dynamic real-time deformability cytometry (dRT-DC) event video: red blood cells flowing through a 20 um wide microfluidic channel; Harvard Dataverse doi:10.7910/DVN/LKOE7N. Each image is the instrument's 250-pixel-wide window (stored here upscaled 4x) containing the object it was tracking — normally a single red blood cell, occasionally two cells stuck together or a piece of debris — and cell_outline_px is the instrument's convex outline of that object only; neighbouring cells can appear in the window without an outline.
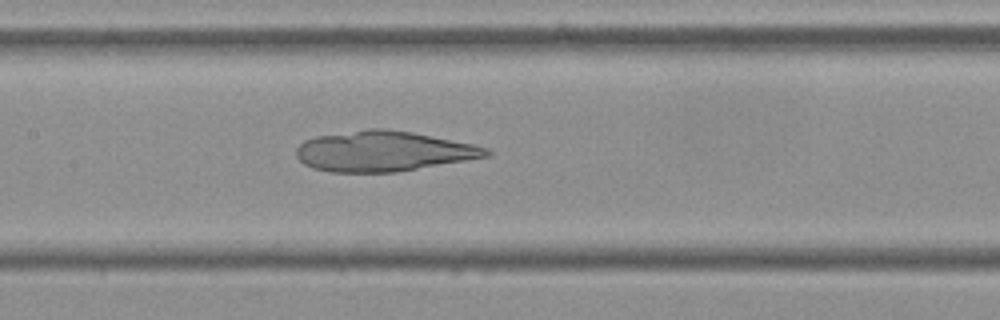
{"species": "Egyptian fruit bat (a non-hibernating species)", "species_latin": "Rousettus aegyptiacus", "temperature_condition": "cold", "stored_images_in_passage": 53, "camera_frame_rate_fps": 3000, "um_per_image_px": 0.085, "frame": {"image": 1, "passage_image": 24, "time_ms": 7.667, "image_size_px": [1000, 320], "cell_outline_px": [[492, 156], [396, 172], [332, 172], [312, 168], [304, 164], [296, 156], [296, 148], [304, 140], [316, 136], [368, 128], [388, 128], [412, 132], [472, 144], [488, 148], [492, 152]], "centroid_in_image_um": [32.59, 12.85], "position_along_channel_um": 174.8, "area_um2": 44.74}}
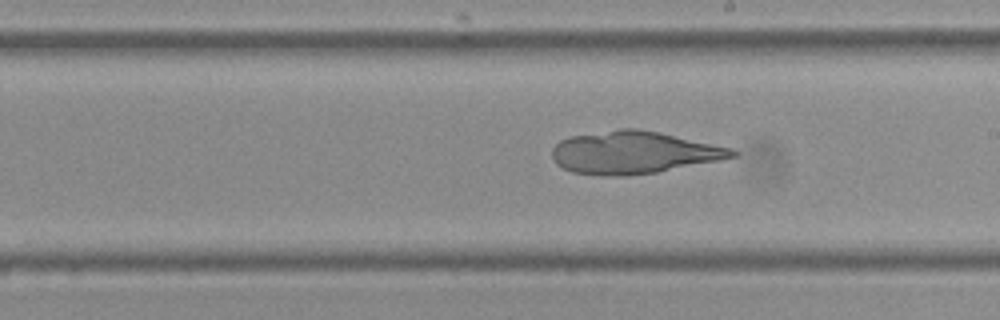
{"frame": {"image": 2, "passage_image": 29, "time_ms": 9.333, "image_size_px": [1000, 320], "cell_outline_px": [[740, 152], [736, 156], [720, 160], [656, 172], [628, 176], [604, 176], [572, 172], [556, 164], [552, 160], [552, 148], [560, 140], [572, 136], [620, 128], [636, 128], [660, 132], [732, 148]], "centroid_in_image_um": [53.85, 12.96], "position_along_channel_um": 235.1, "area_um2": 44.62}}
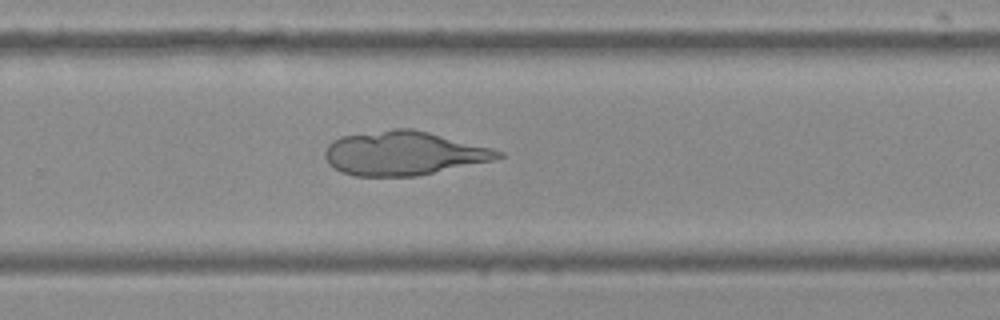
{"frame": {"image": 3, "passage_image": 34, "time_ms": 11.0, "image_size_px": [1000, 320], "cell_outline_px": [[504, 156], [496, 160], [416, 176], [352, 176], [340, 172], [328, 164], [324, 156], [324, 152], [328, 144], [332, 140], [340, 136], [392, 128], [412, 128], [492, 148], [504, 152]], "centroid_in_image_um": [34.28, 13.03], "position_along_channel_um": 295.5, "area_um2": 44.68}}